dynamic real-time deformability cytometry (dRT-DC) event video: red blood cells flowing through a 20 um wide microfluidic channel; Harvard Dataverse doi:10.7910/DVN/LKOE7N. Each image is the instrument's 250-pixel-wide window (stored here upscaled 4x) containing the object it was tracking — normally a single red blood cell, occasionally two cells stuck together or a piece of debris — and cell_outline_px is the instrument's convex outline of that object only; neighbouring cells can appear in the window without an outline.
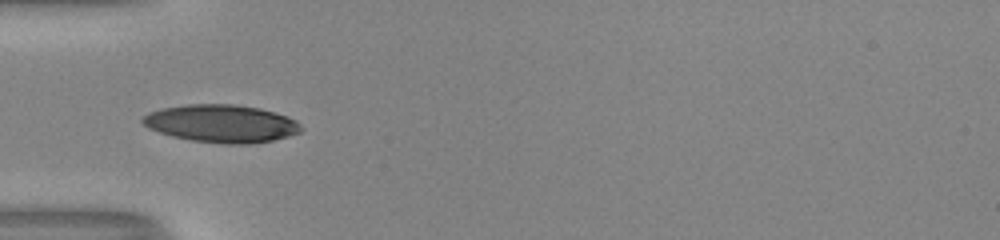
{"species": "human", "species_latin": "Homo sapiens", "temperature_condition": "room temperature", "stored_images_in_passage": 17, "camera_frame_rate_fps": 3000, "um_per_image_px": 0.085, "donor": {"sex": "male"}, "frame": {"image": 1, "passage_image": 1, "time_ms": 0.0, "image_size_px": [1000, 240], "cell_outline_px": [[304, 128], [300, 132], [288, 136], [272, 140], [248, 144], [224, 144], [192, 140], [172, 136], [148, 128], [140, 120], [148, 112], [164, 108], [188, 104], [236, 104], [260, 108], [276, 112], [288, 116], [296, 120]], "centroid_in_image_um": [18.85, 10.49], "position_along_channel_um": 66.1, "area_um2": 34.91}}
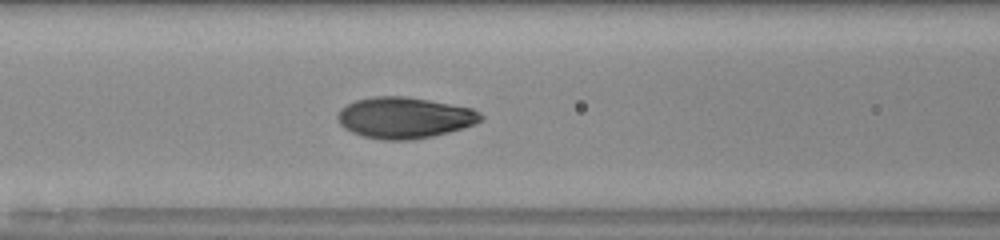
{"frame": {"image": 2, "passage_image": 6, "time_ms": 1.667, "image_size_px": [1000, 240], "cell_outline_px": [[484, 120], [476, 124], [464, 128], [432, 136], [412, 140], [384, 140], [364, 136], [352, 132], [344, 128], [340, 124], [336, 116], [340, 108], [356, 100], [376, 96], [404, 96], [428, 100], [472, 108], [480, 112], [484, 116]], "centroid_in_image_um": [34.4, 10.01], "position_along_channel_um": 132.2, "area_um2": 34.39}}